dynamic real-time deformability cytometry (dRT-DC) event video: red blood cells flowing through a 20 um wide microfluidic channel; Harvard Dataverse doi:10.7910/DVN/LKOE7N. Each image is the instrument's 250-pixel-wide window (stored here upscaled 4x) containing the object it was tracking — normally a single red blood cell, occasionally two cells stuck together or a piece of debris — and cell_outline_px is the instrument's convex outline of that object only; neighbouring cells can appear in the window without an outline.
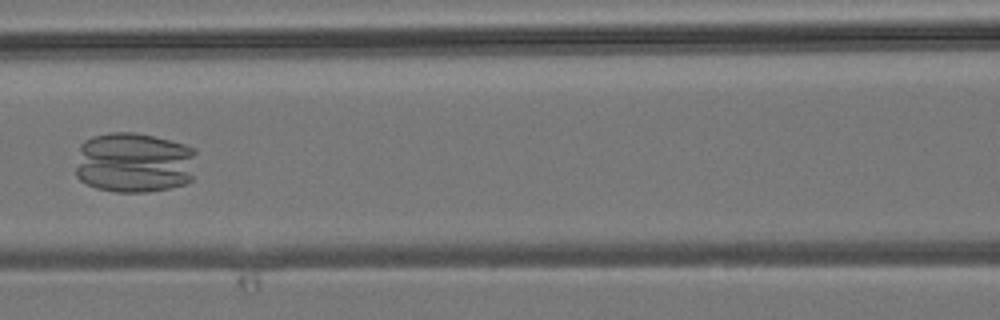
{"species": "common noctule bat (a hibernating species)", "species_latin": "Nyctalus noctula", "temperature_condition": "room temperature", "stored_images_in_passage": 5, "camera_frame_rate_fps": 3000, "um_per_image_px": 0.085, "animal": {"sex": "male", "body_mass_g": 19.2, "forearm_length_mm": 51.8}, "frame": {"image": 1, "passage_image": 4, "time_ms": 3.667, "image_size_px": [1000, 320], "cell_outline_px": [[196, 152], [192, 180], [184, 184], [168, 188], [148, 192], [116, 192], [96, 188], [80, 180], [76, 176], [76, 168], [80, 144], [84, 140], [92, 136], [108, 132], [136, 132], [184, 144], [196, 148]], "centroid_in_image_um": [11.4, 13.81], "position_along_channel_um": 155.2, "area_um2": 43.23}}
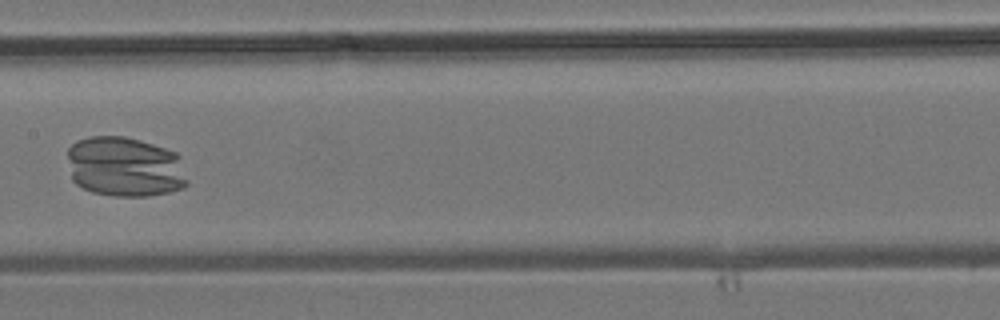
{"frame": {"image": 2, "passage_image": 5, "time_ms": 4.667, "image_size_px": [1000, 320], "cell_outline_px": [[188, 184], [184, 188], [168, 192], [148, 196], [116, 196], [92, 192], [76, 184], [72, 180], [68, 156], [68, 148], [76, 140], [92, 136], [124, 136], [140, 140], [176, 152], [180, 156], [188, 180]], "centroid_in_image_um": [10.63, 14.18], "position_along_channel_um": 196.8, "area_um2": 42.37}}